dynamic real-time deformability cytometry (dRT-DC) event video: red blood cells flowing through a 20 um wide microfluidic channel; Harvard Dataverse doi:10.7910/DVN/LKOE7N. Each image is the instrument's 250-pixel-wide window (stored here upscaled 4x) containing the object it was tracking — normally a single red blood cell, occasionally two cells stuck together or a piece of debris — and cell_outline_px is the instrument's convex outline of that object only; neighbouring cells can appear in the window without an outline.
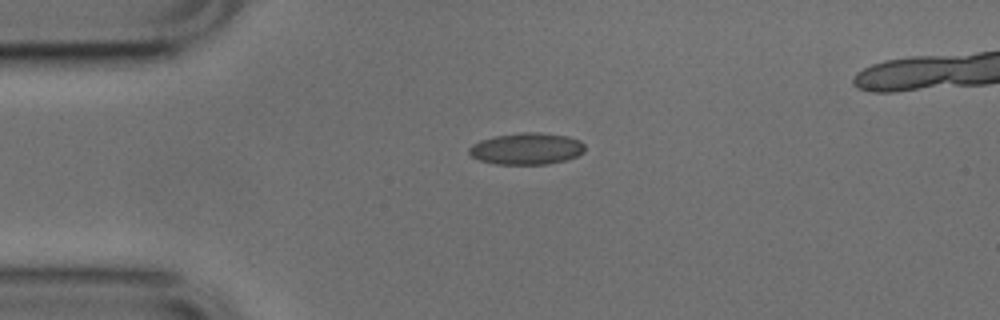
{"species": "common noctule bat (a hibernating species)", "species_latin": "Nyctalus noctula", "temperature_condition": "cold", "stored_images_in_passage": 39, "camera_frame_rate_fps": 3000, "um_per_image_px": 0.085, "animal": {"sex": "male", "body_mass_g": 17.9, "forearm_length_mm": 54.2}, "frame": {"image": 1, "passage_image": 1, "time_ms": 0.0, "image_size_px": [1000, 320], "cell_outline_px": [[584, 152], [576, 156], [564, 160], [548, 164], [496, 164], [480, 160], [472, 156], [468, 152], [468, 148], [472, 144], [480, 140], [496, 136], [520, 132], [536, 132], [568, 136], [580, 140], [584, 144]], "centroid_in_image_um": [44.75, 12.63], "position_along_channel_um": 40.2, "area_um2": 21.33}}
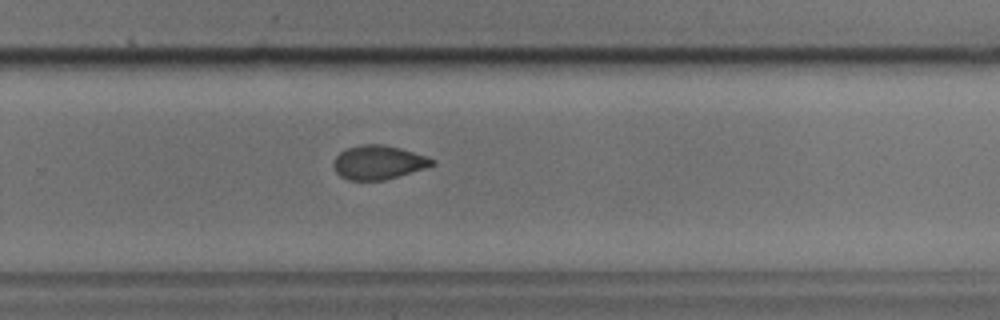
{"frame": {"image": 2, "passage_image": 23, "time_ms": 7.333, "image_size_px": [1000, 320], "cell_outline_px": [[436, 164], [424, 168], [384, 180], [348, 180], [340, 176], [336, 172], [332, 164], [332, 160], [340, 152], [348, 148], [364, 144], [380, 144], [400, 148], [428, 156], [436, 160]], "centroid_in_image_um": [32.15, 13.8], "position_along_channel_um": 297.6, "area_um2": 19.48}}
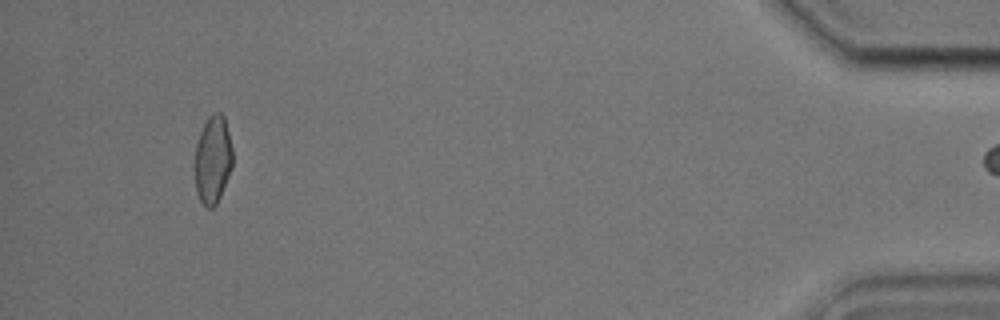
{"frame": {"image": 3, "passage_image": 38, "time_ms": 12.333, "image_size_px": [1000, 320], "cell_outline_px": [[232, 168], [220, 196], [216, 204], [212, 208], [208, 208], [200, 200], [196, 192], [192, 168], [196, 144], [200, 132], [208, 116], [216, 112], [220, 112], [224, 116], [232, 148]], "centroid_in_image_um": [18.05, 13.58], "position_along_channel_um": 417.2, "area_um2": 19.77}}